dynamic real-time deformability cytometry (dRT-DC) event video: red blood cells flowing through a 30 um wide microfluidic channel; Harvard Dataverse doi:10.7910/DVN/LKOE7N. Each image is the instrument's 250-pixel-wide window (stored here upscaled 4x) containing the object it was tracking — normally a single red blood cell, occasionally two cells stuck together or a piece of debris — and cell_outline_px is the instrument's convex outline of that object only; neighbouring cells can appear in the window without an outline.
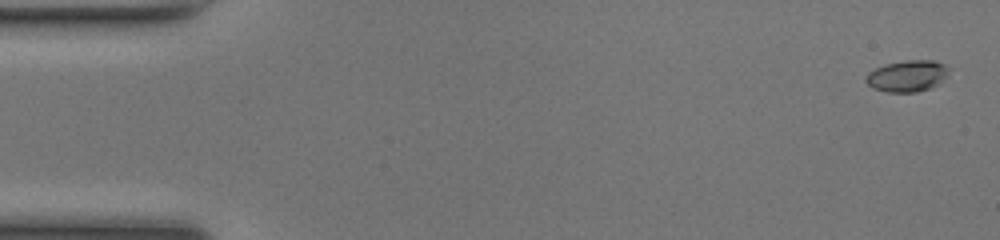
{"species": "common noctule bat (a hibernating species)", "species_latin": "Nyctalus noctula", "temperature_condition": "room temperature", "stored_images_in_passage": 28, "camera_frame_rate_fps": 3000, "um_per_image_px": 0.085, "animal": {"sex": "female", "body_mass_g": 17.0, "forearm_length_mm": 48.0}, "frame": {"image": 1, "passage_image": 2, "time_ms": 0.333, "image_size_px": [1000, 240], "cell_outline_px": [[948, 76], [940, 84], [916, 92], [888, 92], [872, 88], [864, 80], [864, 76], [868, 72], [876, 68], [888, 64], [908, 60], [932, 60], [944, 64], [948, 68]], "centroid_in_image_um": [77.12, 6.46], "position_along_channel_um": 7.9, "area_um2": 15.2}}
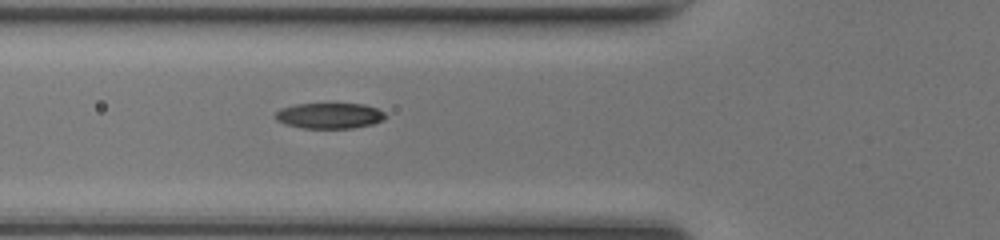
{"frame": {"image": 2, "passage_image": 19, "time_ms": 6.0, "image_size_px": [1000, 240], "cell_outline_px": [[388, 116], [384, 120], [372, 124], [352, 128], [300, 128], [284, 124], [276, 120], [276, 112], [280, 108], [296, 104], [364, 104], [376, 108], [384, 112]], "centroid_in_image_um": [28.01, 9.84], "position_along_channel_um": 97.8, "area_um2": 16.53}}
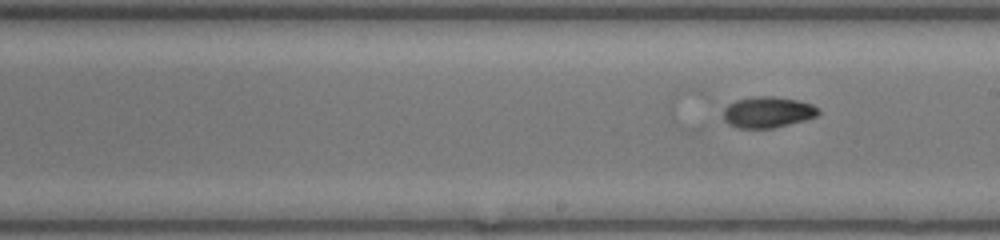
{"frame": {"image": 3, "passage_image": 28, "time_ms": 9.0, "image_size_px": [1000, 240], "cell_outline_px": [[820, 112], [816, 116], [804, 120], [772, 128], [736, 128], [728, 124], [724, 120], [724, 108], [728, 104], [736, 100], [752, 96], [772, 96], [796, 100], [812, 104], [820, 108]], "centroid_in_image_um": [65.23, 9.53], "position_along_channel_um": 223.8, "area_um2": 17.22}}